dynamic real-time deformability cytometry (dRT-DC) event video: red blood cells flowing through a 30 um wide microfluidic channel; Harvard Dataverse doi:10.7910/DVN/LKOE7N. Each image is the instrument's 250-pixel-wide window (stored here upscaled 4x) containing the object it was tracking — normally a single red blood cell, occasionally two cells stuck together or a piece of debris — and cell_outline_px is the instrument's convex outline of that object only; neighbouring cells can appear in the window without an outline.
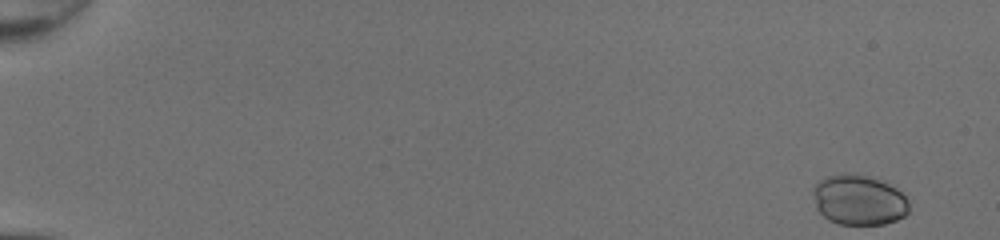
{"species": "common noctule bat (a hibernating species)", "species_latin": "Nyctalus noctula", "temperature_condition": "room temperature", "stored_images_in_passage": 45, "camera_frame_rate_fps": 3000, "um_per_image_px": 0.085, "animal": {"sex": "female", "body_mass_g": 20.0, "forearm_length_mm": 54.0}, "frame": {"image": 1, "passage_image": 1, "time_ms": 0.0, "image_size_px": [1000, 240], "cell_outline_px": [[908, 212], [904, 216], [896, 220], [884, 224], [840, 224], [828, 220], [816, 208], [812, 192], [812, 188], [824, 176], [844, 172], [856, 172], [888, 180], [908, 200]], "centroid_in_image_um": [72.99, 16.94], "position_along_channel_um": 12.0, "area_um2": 28.84}}
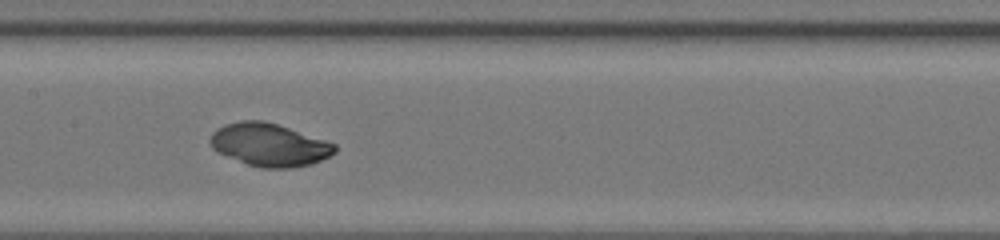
{"frame": {"image": 2, "passage_image": 26, "time_ms": 8.333, "image_size_px": [1000, 240], "cell_outline_px": [[336, 152], [312, 164], [292, 168], [260, 168], [248, 164], [216, 152], [212, 148], [208, 140], [212, 132], [216, 128], [224, 124], [240, 120], [264, 120], [336, 144]], "centroid_in_image_um": [22.84, 12.31], "position_along_channel_um": 184.6, "area_um2": 31.1}}
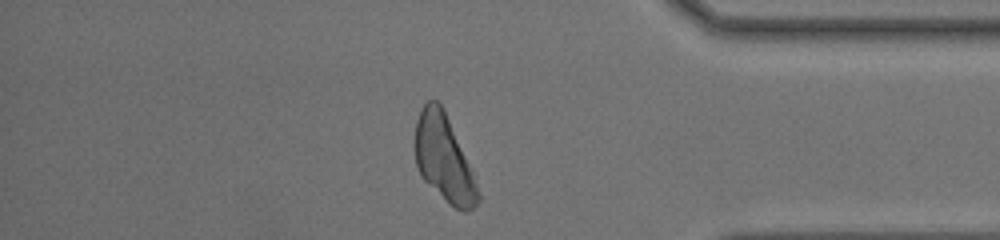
{"frame": {"image": 3, "passage_image": 42, "time_ms": 13.667, "image_size_px": [1000, 240], "cell_outline_px": [[480, 200], [468, 212], [464, 212], [448, 204], [420, 176], [416, 164], [412, 148], [412, 144], [416, 120], [420, 108], [428, 100], [436, 100], [444, 108], [472, 172], [480, 196]], "centroid_in_image_um": [37.66, 13.45], "position_along_channel_um": 397.5, "area_um2": 32.02}}